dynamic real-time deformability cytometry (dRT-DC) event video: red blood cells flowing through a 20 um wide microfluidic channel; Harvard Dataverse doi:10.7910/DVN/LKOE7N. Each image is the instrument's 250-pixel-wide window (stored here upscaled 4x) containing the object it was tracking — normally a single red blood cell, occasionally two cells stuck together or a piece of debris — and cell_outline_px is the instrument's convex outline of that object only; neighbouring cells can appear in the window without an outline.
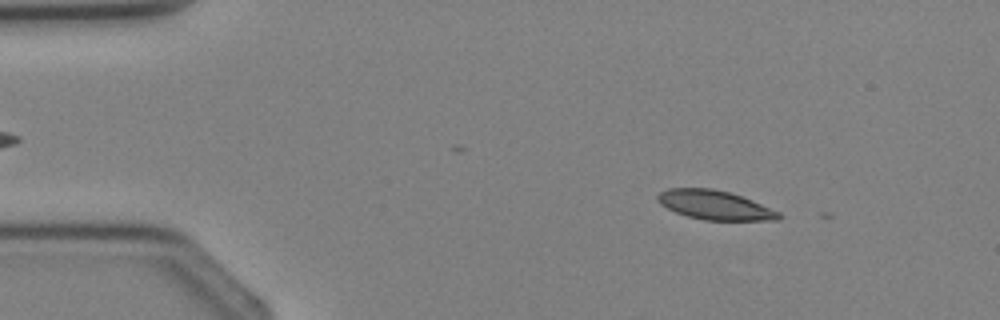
{"species": "Egyptian fruit bat (a non-hibernating species)", "species_latin": "Rousettus aegyptiacus", "temperature_condition": "cold", "stored_images_in_passage": 3, "camera_frame_rate_fps": 3000, "um_per_image_px": 0.085, "animal": {"sex": "female"}, "frame": {"image": 1, "passage_image": 1, "time_ms": 0.0, "image_size_px": [1000, 320], "cell_outline_px": [[780, 220], [704, 220], [688, 216], [676, 212], [660, 204], [656, 200], [656, 196], [660, 192], [668, 188], [712, 188], [732, 192], [752, 200], [780, 212]], "centroid_in_image_um": [60.75, 17.42], "position_along_channel_um": 24.3, "area_um2": 20.63}}